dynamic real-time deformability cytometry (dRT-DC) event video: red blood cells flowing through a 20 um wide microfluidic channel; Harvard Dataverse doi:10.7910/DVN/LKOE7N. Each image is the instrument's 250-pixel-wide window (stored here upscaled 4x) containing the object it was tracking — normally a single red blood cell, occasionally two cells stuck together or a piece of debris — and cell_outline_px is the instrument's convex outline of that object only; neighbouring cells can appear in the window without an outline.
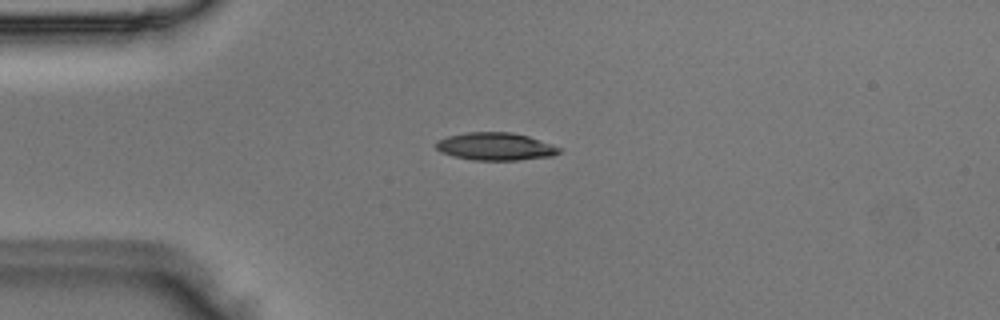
{"species": "Egyptian fruit bat (a non-hibernating species)", "species_latin": "Rousettus aegyptiacus", "temperature_condition": "room temperature", "stored_images_in_passage": 2, "camera_frame_rate_fps": 3000, "um_per_image_px": 0.085, "animal": {"sex": "male"}, "frame": {"image": 1, "passage_image": 2, "time_ms": 0.333, "image_size_px": [1000, 320], "cell_outline_px": [[560, 152], [552, 156], [516, 160], [472, 160], [440, 152], [436, 148], [436, 140], [448, 136], [468, 132], [512, 132], [528, 136], [552, 144], [560, 148]], "centroid_in_image_um": [42.1, 12.44], "position_along_channel_um": 42.9, "area_um2": 19.77}}